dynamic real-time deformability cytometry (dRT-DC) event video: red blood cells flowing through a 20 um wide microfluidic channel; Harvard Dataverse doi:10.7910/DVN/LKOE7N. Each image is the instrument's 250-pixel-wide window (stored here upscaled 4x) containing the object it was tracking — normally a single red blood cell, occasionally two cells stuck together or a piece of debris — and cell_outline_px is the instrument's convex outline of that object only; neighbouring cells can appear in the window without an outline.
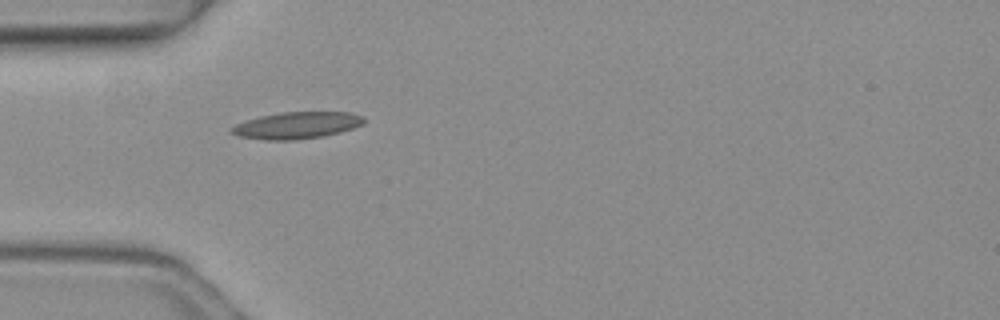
{"species": "common noctule bat (a hibernating species)", "species_latin": "Nyctalus noctula", "temperature_condition": "warm", "stored_images_in_passage": 4, "camera_frame_rate_fps": 3000, "um_per_image_px": 0.085, "animal": {"sex": "female", "body_mass_g": 19.3, "forearm_length_mm": 54.1}, "frame": {"image": 1, "passage_image": 4, "time_ms": 1.0, "image_size_px": [1000, 320], "cell_outline_px": [[364, 124], [340, 132], [324, 136], [296, 140], [264, 140], [240, 136], [232, 132], [228, 128], [236, 124], [260, 116], [280, 112], [348, 112], [364, 116]], "centroid_in_image_um": [25.24, 10.65], "position_along_channel_um": 59.8, "area_um2": 20.63}}